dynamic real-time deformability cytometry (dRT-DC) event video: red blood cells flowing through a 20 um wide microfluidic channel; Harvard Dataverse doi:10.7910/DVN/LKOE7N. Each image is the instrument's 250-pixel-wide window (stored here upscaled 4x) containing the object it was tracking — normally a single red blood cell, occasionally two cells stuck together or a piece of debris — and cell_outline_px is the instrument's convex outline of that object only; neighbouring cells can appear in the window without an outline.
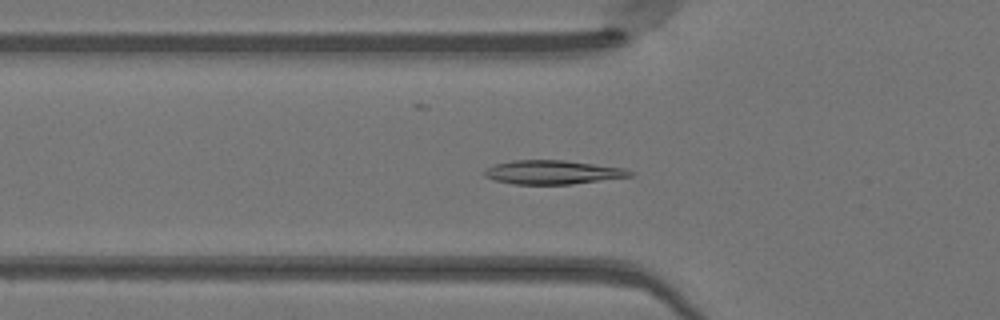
{"species": "Egyptian fruit bat (a non-hibernating species)", "species_latin": "Rousettus aegyptiacus", "temperature_condition": "warm", "stored_images_in_passage": 48, "camera_frame_rate_fps": 3000, "um_per_image_px": 0.085, "animal": {"sex": "female"}, "frame": {"image": 1, "passage_image": 16, "time_ms": 5.0, "image_size_px": [1000, 320], "cell_outline_px": [[636, 172], [632, 176], [572, 184], [512, 184], [496, 180], [484, 176], [484, 172], [488, 168], [496, 164], [512, 160], [564, 160], [624, 168]], "centroid_in_image_um": [47.01, 14.64], "position_along_channel_um": 78.8, "area_um2": 20.11}}
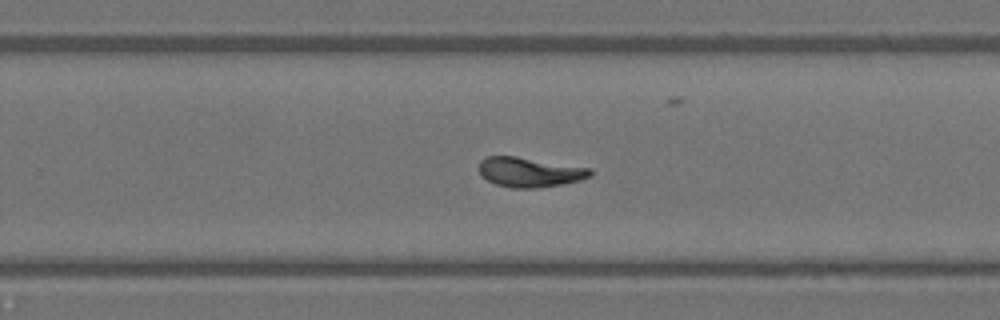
{"frame": {"image": 2, "passage_image": 31, "time_ms": 10.0, "image_size_px": [1000, 320], "cell_outline_px": [[592, 176], [580, 180], [540, 188], [512, 188], [496, 184], [480, 176], [476, 168], [480, 160], [488, 156], [516, 156], [592, 168]], "centroid_in_image_um": [44.98, 14.63], "position_along_channel_um": 284.8, "area_um2": 19.54}}
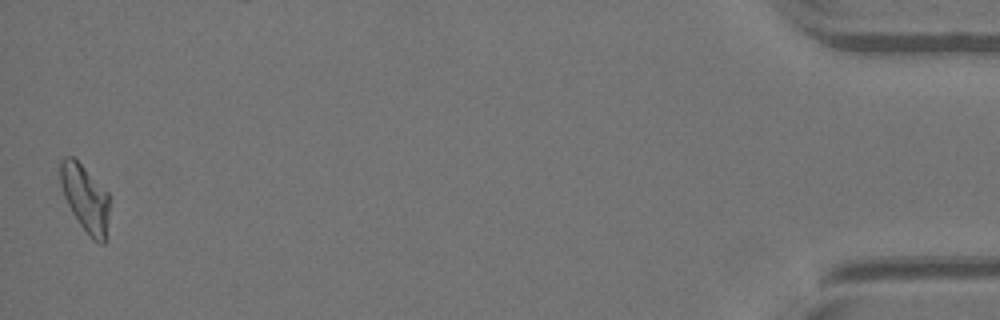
{"frame": {"image": 3, "passage_image": 48, "time_ms": 15.667, "image_size_px": [1000, 320], "cell_outline_px": [[108, 212], [104, 244], [100, 244], [92, 240], [80, 224], [72, 212], [64, 196], [60, 184], [60, 160], [64, 156], [72, 156], [108, 192]], "centroid_in_image_um": [7.22, 16.85], "position_along_channel_um": 428.0, "area_um2": 18.79}, "authors_computed_cell_mechanics": {"area_um2": 19.4208, "velocity_mm_per_s": 4.1148, "shape_relaxation_time_tau1_ms": 5.8982, "shape_relaxation_time_tau2_ms": 1.4823, "deformation_change_tau1": 0.1983, "deformation_change_tau2": 0.0549}}